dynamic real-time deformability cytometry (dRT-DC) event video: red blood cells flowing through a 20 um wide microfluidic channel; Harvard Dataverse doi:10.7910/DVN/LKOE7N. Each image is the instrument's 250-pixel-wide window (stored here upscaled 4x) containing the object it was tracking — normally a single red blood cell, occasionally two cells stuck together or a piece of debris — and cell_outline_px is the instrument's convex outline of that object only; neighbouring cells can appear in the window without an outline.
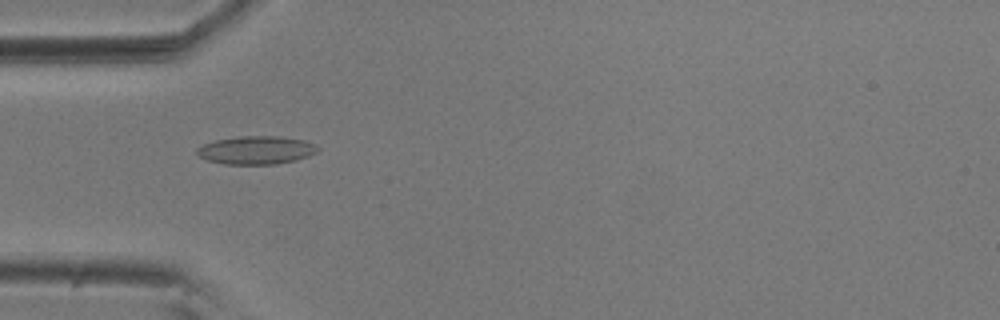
{"species": "common noctule bat (a hibernating species)", "species_latin": "Nyctalus noctula", "temperature_condition": "room temperature", "stored_images_in_passage": 52, "camera_frame_rate_fps": 3000, "um_per_image_px": 0.085, "animal": {"sex": "male", "body_mass_g": 20.5, "forearm_length_mm": 52.5}, "frame": {"image": 1, "passage_image": 13, "time_ms": 4.0, "image_size_px": [1000, 320], "cell_outline_px": [[320, 148], [316, 152], [308, 156], [296, 160], [276, 164], [224, 164], [208, 160], [200, 156], [196, 152], [196, 148], [204, 144], [216, 140], [240, 136], [280, 136], [304, 140], [316, 144]], "centroid_in_image_um": [21.81, 12.76], "position_along_channel_um": 63.2, "area_um2": 19.83}}
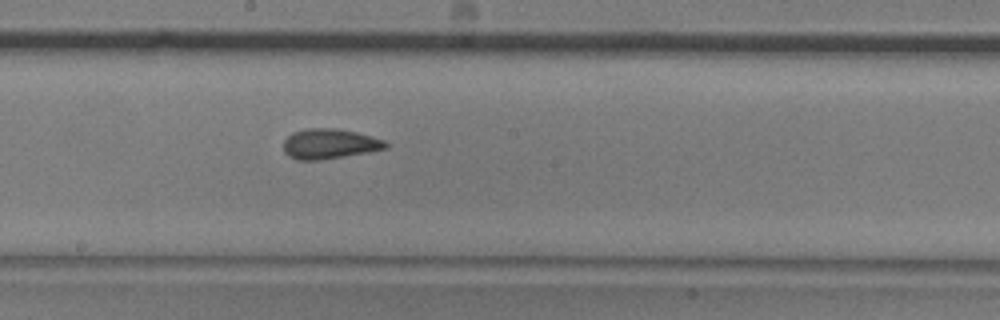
{"frame": {"image": 2, "passage_image": 26, "time_ms": 8.333, "image_size_px": [1000, 320], "cell_outline_px": [[388, 148], [368, 152], [320, 160], [296, 160], [288, 156], [284, 152], [284, 140], [292, 132], [308, 128], [336, 128], [356, 132], [372, 136], [384, 140], [388, 144]], "centroid_in_image_um": [28.0, 12.23], "position_along_channel_um": 220.2, "area_um2": 17.98}}
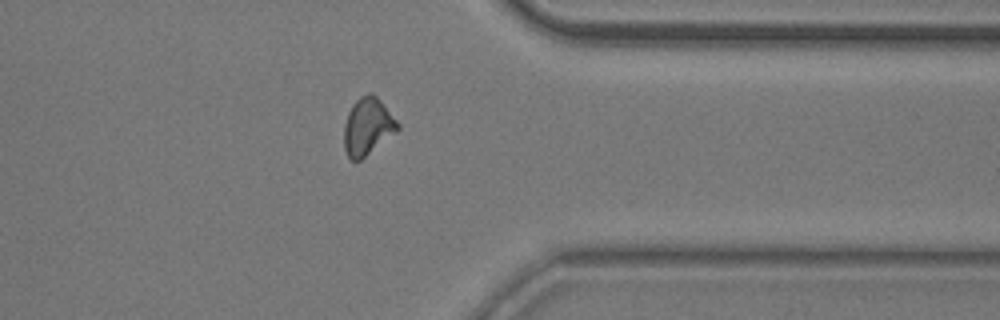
{"frame": {"image": 3, "passage_image": 40, "time_ms": 13.0, "image_size_px": [1000, 320], "cell_outline_px": [[400, 128], [396, 132], [360, 160], [352, 160], [348, 156], [344, 148], [344, 124], [348, 112], [352, 104], [360, 96], [368, 92], [372, 92], [380, 100], [400, 124]], "centroid_in_image_um": [31.24, 10.73], "position_along_channel_um": 380.2, "area_um2": 17.8}, "authors_computed_cell_mechanics": {"area_um2": 17.7157, "velocity_mm_per_s": 3.612, "shape_relaxation_time_tau1_ms": 5.8922, "shape_relaxation_time_tau2_ms": 1.2277, "deformation_change_tau1": 0.1584, "deformation_change_tau2": 0.0828}}